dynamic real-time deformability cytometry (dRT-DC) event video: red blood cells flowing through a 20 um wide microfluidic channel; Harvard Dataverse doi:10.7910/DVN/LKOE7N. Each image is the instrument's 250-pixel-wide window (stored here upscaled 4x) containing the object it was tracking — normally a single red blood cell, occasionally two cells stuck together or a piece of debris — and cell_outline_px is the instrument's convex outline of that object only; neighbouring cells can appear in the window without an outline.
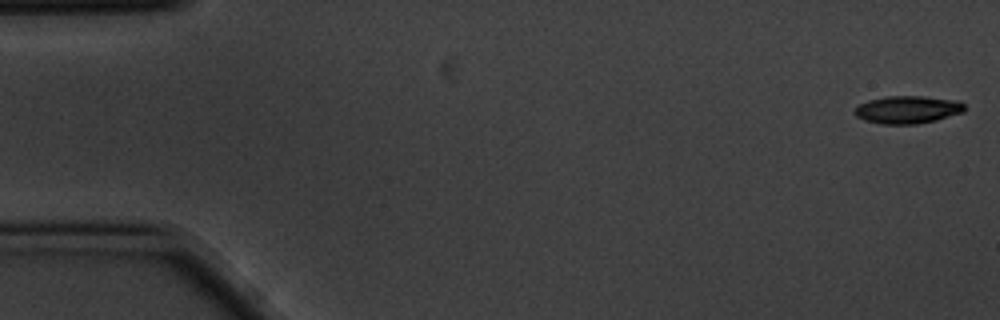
{"species": "common noctule bat (a hibernating species)", "species_latin": "Nyctalus noctula", "temperature_condition": "cold", "stored_images_in_passage": 4, "camera_frame_rate_fps": 3000, "um_per_image_px": 0.085, "animal": {"sex": "male", "body_mass_g": 20.1, "forearm_length_mm": 53.5}, "frame": {"image": 1, "passage_image": 1, "time_ms": 0.0, "image_size_px": [1000, 320], "cell_outline_px": [[964, 112], [936, 120], [916, 124], [880, 124], [864, 120], [856, 116], [852, 112], [860, 104], [868, 100], [888, 96], [924, 96], [960, 100], [964, 104]], "centroid_in_image_um": [77.15, 9.32], "position_along_channel_um": 7.8, "area_um2": 17.86}}
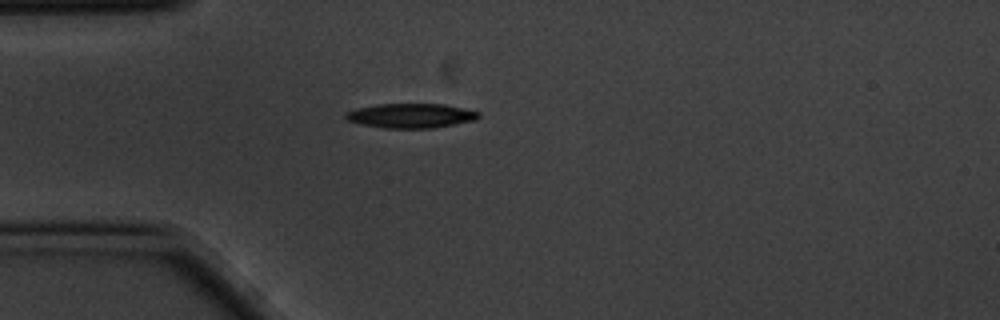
{"frame": {"image": 2, "passage_image": 4, "time_ms": 1.0, "image_size_px": [1000, 320], "cell_outline_px": [[480, 116], [476, 120], [432, 128], [384, 128], [360, 124], [348, 120], [344, 116], [344, 112], [356, 108], [376, 104], [444, 104], [480, 112]], "centroid_in_image_um": [34.89, 9.83], "position_along_channel_um": 50.1, "area_um2": 19.02}}